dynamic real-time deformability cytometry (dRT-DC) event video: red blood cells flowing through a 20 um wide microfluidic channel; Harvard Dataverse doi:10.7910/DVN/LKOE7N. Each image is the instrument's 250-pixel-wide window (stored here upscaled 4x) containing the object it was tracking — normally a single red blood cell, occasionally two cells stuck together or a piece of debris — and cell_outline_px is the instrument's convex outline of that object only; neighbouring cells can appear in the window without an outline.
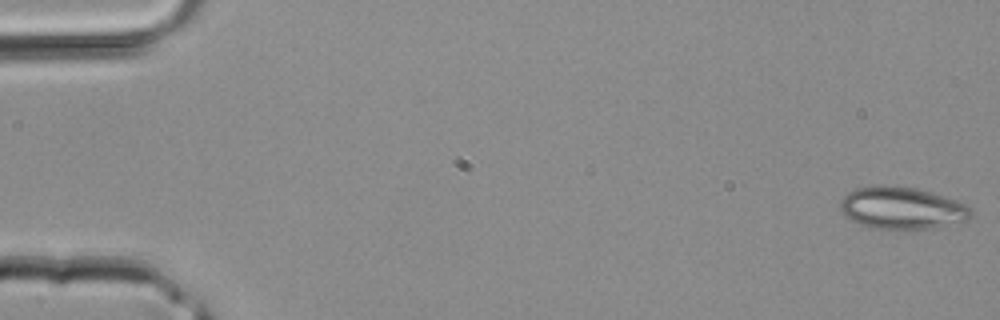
{"species": "common noctule bat (a hibernating species)", "species_latin": "Nyctalus noctula", "temperature_condition": "room temperature", "stored_images_in_passage": 40, "camera_frame_rate_fps": 3000, "um_per_image_px": 0.085, "animal": {"sex": "male", "body_mass_g": 20.4}, "frame": {"image": 1, "passage_image": 1, "time_ms": 0.0, "image_size_px": [1000, 320], "cell_outline_px": [[972, 216], [968, 220], [936, 228], [904, 232], [872, 228], [860, 224], [844, 216], [840, 208], [840, 200], [848, 192], [856, 188], [876, 184], [884, 184], [916, 188], [956, 200], [968, 204], [972, 208]], "centroid_in_image_um": [76.67, 17.71], "position_along_channel_um": 8.3, "area_um2": 33.23}}
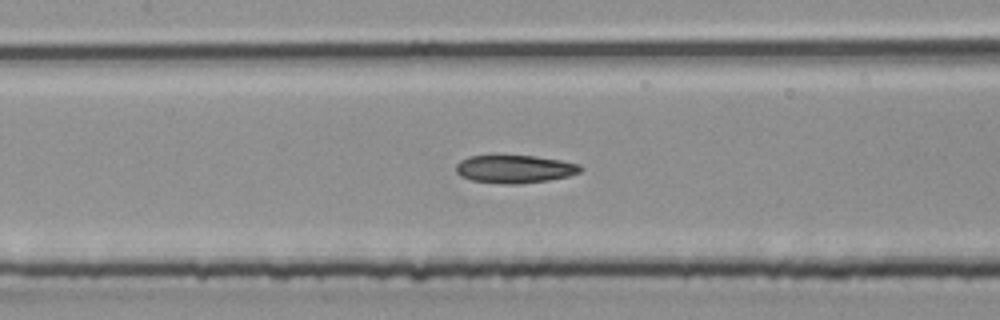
{"frame": {"image": 2, "passage_image": 19, "time_ms": 6.0, "image_size_px": [1000, 320], "cell_outline_px": [[584, 168], [580, 172], [568, 176], [548, 180], [516, 184], [504, 184], [472, 180], [460, 176], [456, 172], [456, 164], [460, 160], [468, 156], [532, 156], [560, 160], [580, 164]], "centroid_in_image_um": [43.75, 14.37], "position_along_channel_um": 163.7, "area_um2": 20.17}}
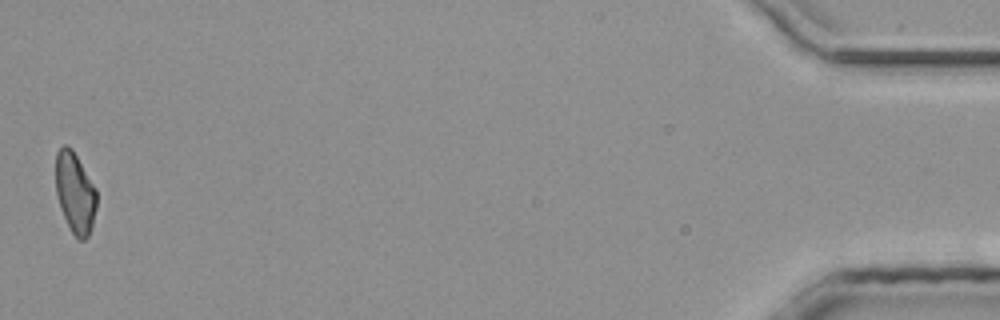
{"frame": {"image": 3, "passage_image": 40, "time_ms": 13.0, "image_size_px": [1000, 320], "cell_outline_px": [[96, 208], [92, 228], [88, 236], [84, 240], [80, 240], [72, 232], [60, 208], [56, 192], [56, 152], [64, 144], [72, 148], [96, 188]], "centroid_in_image_um": [6.38, 16.37], "position_along_channel_um": 428.8, "area_um2": 19.19}}